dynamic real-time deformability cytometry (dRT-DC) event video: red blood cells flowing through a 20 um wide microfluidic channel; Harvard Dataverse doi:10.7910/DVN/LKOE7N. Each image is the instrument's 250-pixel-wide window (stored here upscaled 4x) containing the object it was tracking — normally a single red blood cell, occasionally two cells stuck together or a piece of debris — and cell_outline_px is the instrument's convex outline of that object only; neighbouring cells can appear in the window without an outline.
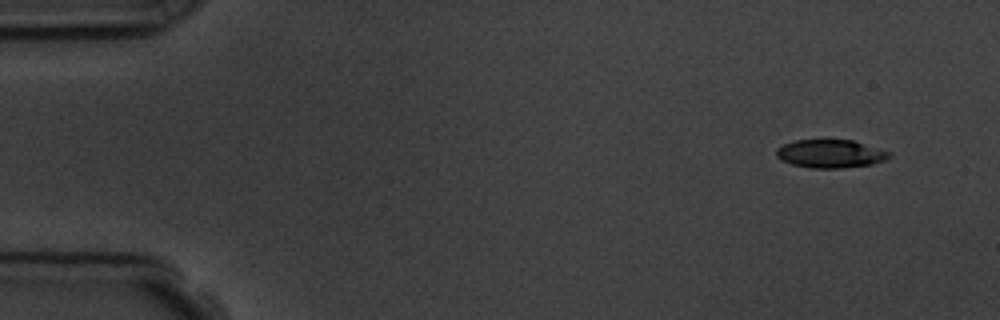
{"species": "common noctule bat (a hibernating species)", "species_latin": "Nyctalus noctula", "temperature_condition": "room temperature", "stored_images_in_passage": 7, "camera_frame_rate_fps": 3000, "um_per_image_px": 0.085, "animal": {"sex": "male", "body_mass_g": 19.5, "forearm_length_mm": 54.6}, "frame": {"image": 1, "passage_image": 1, "time_ms": 0.0, "image_size_px": [1000, 320], "cell_outline_px": [[892, 156], [884, 160], [872, 164], [840, 168], [812, 168], [792, 164], [780, 160], [776, 156], [776, 148], [784, 144], [796, 140], [852, 140], [892, 152]], "centroid_in_image_um": [70.59, 13.07], "position_along_channel_um": 14.4, "area_um2": 18.55}}